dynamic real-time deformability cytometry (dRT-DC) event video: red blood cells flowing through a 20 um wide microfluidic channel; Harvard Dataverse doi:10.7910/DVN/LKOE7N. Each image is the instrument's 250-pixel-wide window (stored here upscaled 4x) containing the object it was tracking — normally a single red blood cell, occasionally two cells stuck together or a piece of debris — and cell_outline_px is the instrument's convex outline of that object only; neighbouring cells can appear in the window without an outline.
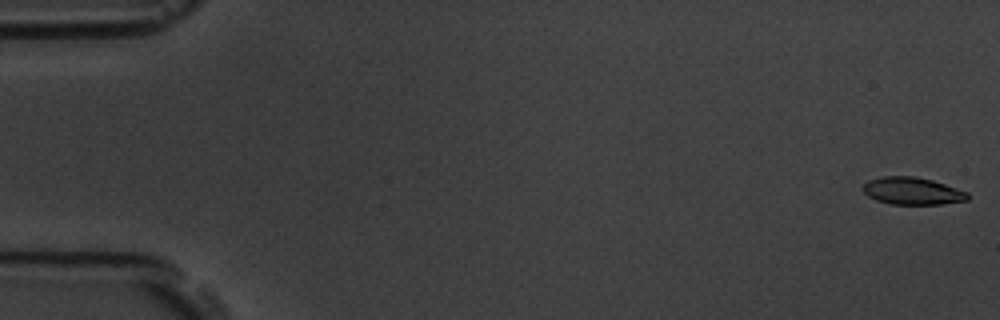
{"species": "common noctule bat (a hibernating species)", "species_latin": "Nyctalus noctula", "temperature_condition": "room temperature", "stored_images_in_passage": 6, "camera_frame_rate_fps": 3000, "um_per_image_px": 0.085, "animal": {"sex": "male", "body_mass_g": 19.5, "forearm_length_mm": 54.6}, "frame": {"image": 1, "passage_image": 1, "time_ms": 0.0, "image_size_px": [1000, 320], "cell_outline_px": [[968, 200], [940, 204], [888, 204], [876, 200], [868, 196], [860, 188], [868, 180], [880, 176], [916, 176], [932, 180], [968, 192]], "centroid_in_image_um": [77.5, 16.23], "position_along_channel_um": 7.5, "area_um2": 16.76}}
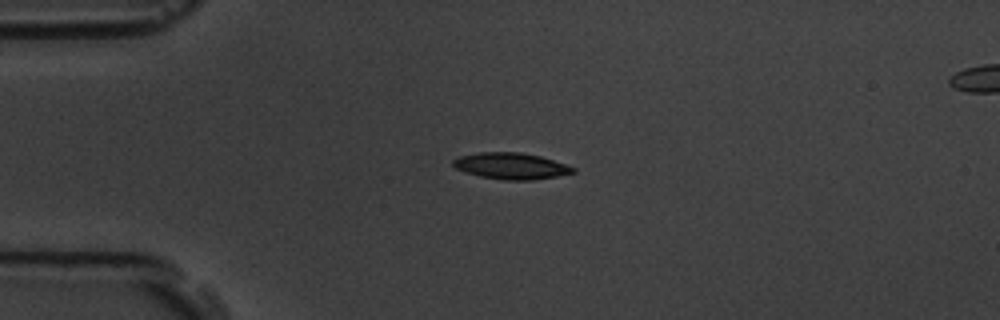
{"frame": {"image": 2, "passage_image": 4, "time_ms": 4.333, "image_size_px": [1000, 320], "cell_outline_px": [[576, 172], [556, 176], [532, 180], [504, 180], [480, 176], [464, 172], [456, 168], [452, 164], [452, 160], [460, 156], [480, 152], [520, 152], [540, 156], [576, 168]], "centroid_in_image_um": [43.42, 14.11], "position_along_channel_um": 41.6, "area_um2": 18.32}}
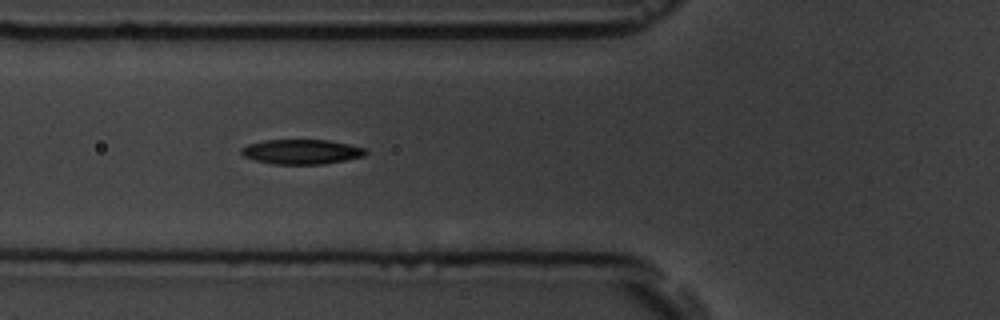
{"frame": {"image": 3, "passage_image": 6, "time_ms": 6.667, "image_size_px": [1000, 320], "cell_outline_px": [[368, 152], [364, 156], [324, 164], [272, 164], [256, 160], [244, 156], [240, 152], [240, 148], [248, 144], [264, 140], [328, 140], [348, 144], [364, 148]], "centroid_in_image_um": [25.61, 12.9], "position_along_channel_um": 100.2, "area_um2": 17.86}}